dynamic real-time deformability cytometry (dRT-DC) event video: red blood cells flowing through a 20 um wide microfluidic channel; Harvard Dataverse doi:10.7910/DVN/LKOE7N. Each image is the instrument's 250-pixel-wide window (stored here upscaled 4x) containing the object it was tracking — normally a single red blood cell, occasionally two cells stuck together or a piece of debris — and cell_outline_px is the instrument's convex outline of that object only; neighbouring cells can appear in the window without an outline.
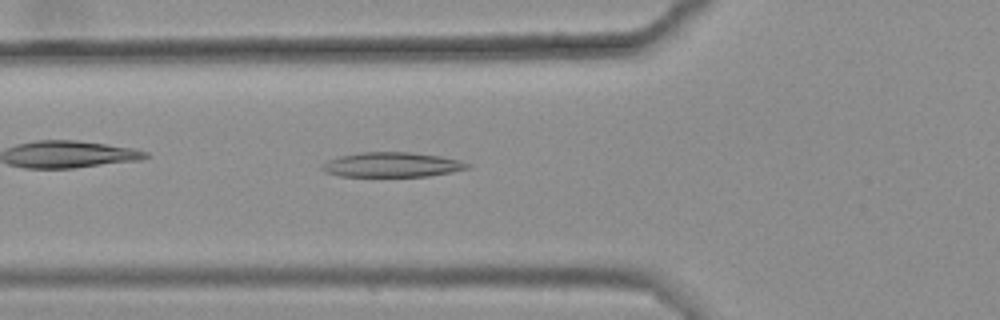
{"species": "common noctule bat (a hibernating species)", "species_latin": "Nyctalus noctula", "temperature_condition": "warm", "stored_images_in_passage": 34, "camera_frame_rate_fps": 3000, "um_per_image_px": 0.085, "animal": {"sex": "female", "body_mass_g": 25.1}, "frame": {"image": 1, "passage_image": 5, "time_ms": 1.333, "image_size_px": [1000, 320], "cell_outline_px": [[472, 168], [452, 172], [428, 176], [340, 176], [324, 172], [320, 168], [320, 164], [328, 160], [340, 156], [360, 152], [408, 152], [440, 156], [472, 164]], "centroid_in_image_um": [33.3, 14.0], "position_along_channel_um": 92.5, "area_um2": 21.04}}
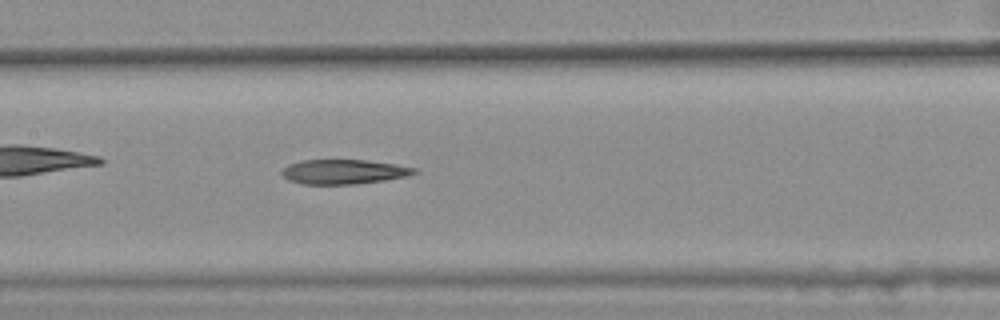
{"frame": {"image": 2, "passage_image": 12, "time_ms": 3.667, "image_size_px": [1000, 320], "cell_outline_px": [[416, 172], [408, 176], [384, 180], [356, 184], [304, 184], [288, 180], [280, 172], [288, 164], [304, 160], [364, 160], [392, 164], [416, 168]], "centroid_in_image_um": [29.18, 14.6], "position_along_channel_um": 178.2, "area_um2": 18.73}}
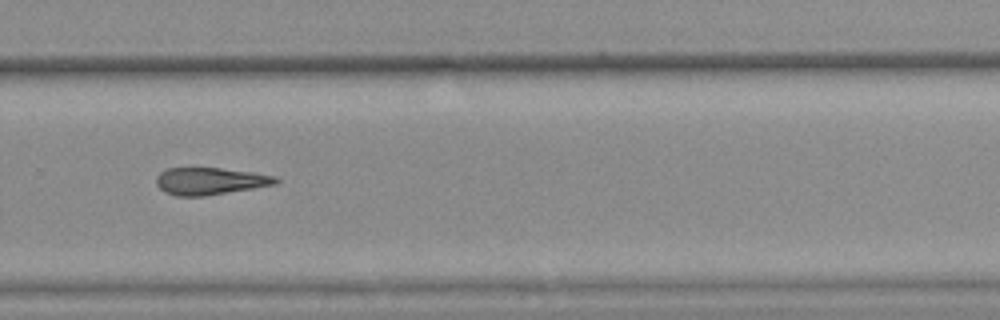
{"frame": {"image": 3, "passage_image": 23, "time_ms": 7.333, "image_size_px": [1000, 320], "cell_outline_px": [[280, 180], [276, 184], [204, 196], [176, 196], [164, 192], [156, 184], [156, 176], [160, 172], [168, 168], [220, 168], [252, 172], [276, 176]], "centroid_in_image_um": [17.83, 15.39], "position_along_channel_um": 312.0, "area_um2": 18.84}}